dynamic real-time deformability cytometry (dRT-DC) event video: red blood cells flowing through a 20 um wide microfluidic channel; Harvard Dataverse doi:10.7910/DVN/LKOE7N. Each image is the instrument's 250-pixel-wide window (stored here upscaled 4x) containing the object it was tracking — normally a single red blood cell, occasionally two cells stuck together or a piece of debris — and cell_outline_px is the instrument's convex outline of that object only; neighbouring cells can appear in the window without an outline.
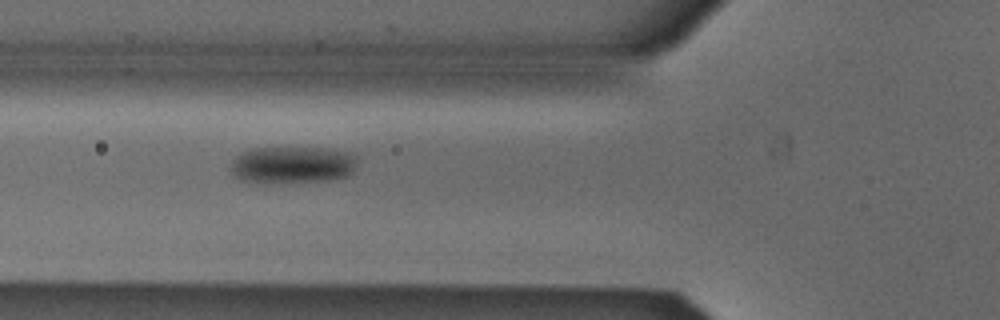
{"species": "Egyptian fruit bat (a non-hibernating species)", "species_latin": "Rousettus aegyptiacus", "temperature_condition": "cold", "stored_images_in_passage": 6, "camera_frame_rate_fps": 3000, "um_per_image_px": 0.085, "animal": {"sex": "male"}, "frame": {"image": 1, "passage_image": 5, "time_ms": 1.333, "image_size_px": [1000, 320], "cell_outline_px": [[356, 168], [348, 176], [332, 180], [240, 180], [232, 172], [232, 164], [236, 156], [252, 148], [332, 148], [356, 152]], "centroid_in_image_um": [25.0, 13.95], "position_along_channel_um": 100.8, "area_um2": 26.59}}
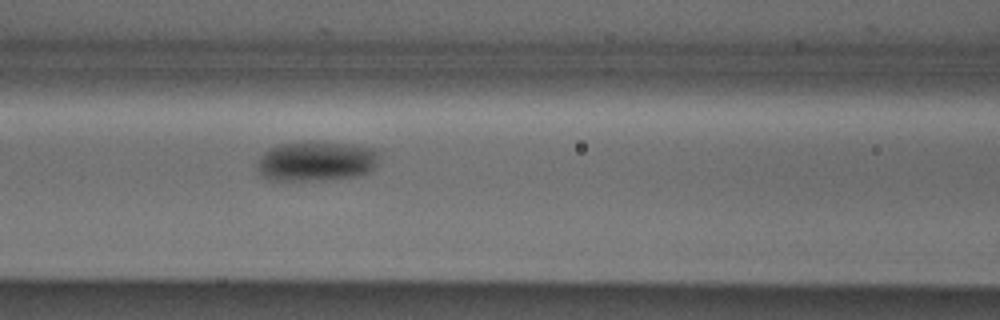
{"frame": {"image": 2, "passage_image": 6, "time_ms": 1.667, "image_size_px": [1000, 320], "cell_outline_px": [[380, 152], [376, 164], [368, 172], [356, 176], [320, 180], [272, 180], [260, 176], [256, 168], [256, 160], [268, 148], [276, 144], [304, 140], [308, 140], [352, 144], [372, 148]], "centroid_in_image_um": [26.81, 13.67], "position_along_channel_um": 139.8, "area_um2": 29.02}}